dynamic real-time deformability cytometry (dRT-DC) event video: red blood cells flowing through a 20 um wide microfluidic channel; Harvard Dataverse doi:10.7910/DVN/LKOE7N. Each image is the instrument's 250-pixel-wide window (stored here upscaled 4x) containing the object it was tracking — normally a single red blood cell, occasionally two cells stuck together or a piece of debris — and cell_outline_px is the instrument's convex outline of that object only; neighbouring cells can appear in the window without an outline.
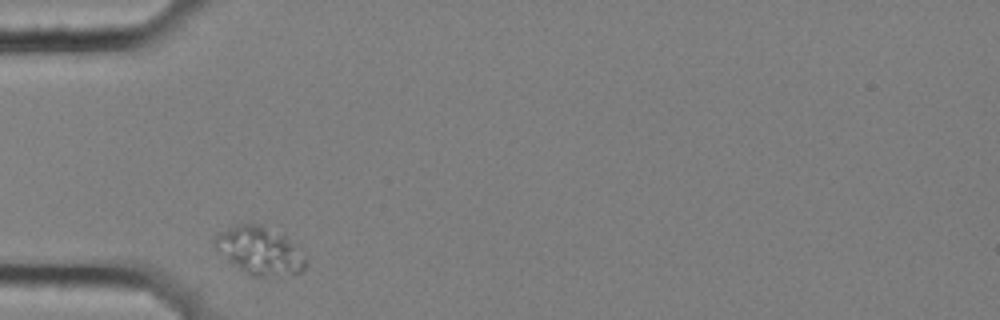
{"species": "common noctule bat (a hibernating species)", "species_latin": "Nyctalus noctula", "temperature_condition": "cold", "stored_images_in_passage": 4, "camera_frame_rate_fps": 3000, "um_per_image_px": 0.085, "animal": {"sex": "female", "body_mass_g": 25.1}, "frame": {"image": 1, "passage_image": 1, "time_ms": 0.0, "image_size_px": [1000, 320], "cell_outline_px": [[308, 264], [300, 272], [264, 276], [252, 276], [240, 268], [216, 248], [212, 240], [216, 232], [236, 224], [260, 224], [288, 240], [308, 260]], "centroid_in_image_um": [22.03, 21.28], "position_along_channel_um": 63.0, "area_um2": 24.39}}
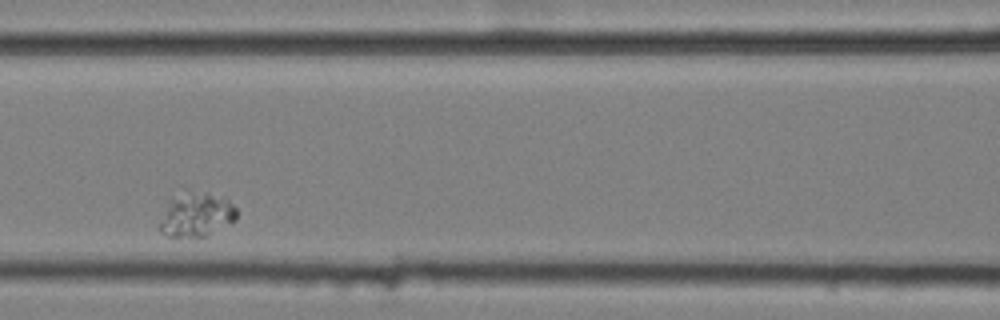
{"frame": {"image": 2, "passage_image": 3, "time_ms": 0.667, "image_size_px": [1000, 320], "cell_outline_px": [[236, 220], [204, 236], [168, 236], [160, 232], [160, 224], [172, 200], [204, 192], [224, 196], [236, 208]], "centroid_in_image_um": [16.79, 18.3], "position_along_channel_um": 149.8, "area_um2": 18.38}}
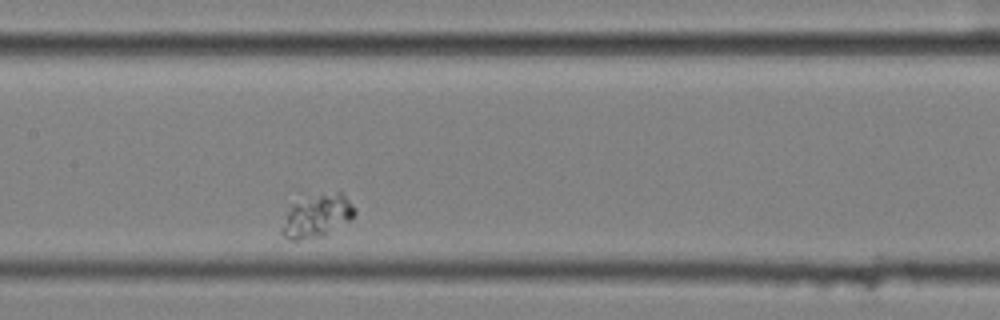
{"frame": {"image": 3, "passage_image": 4, "time_ms": 1.0, "image_size_px": [1000, 320], "cell_outline_px": [[356, 212], [348, 220], [324, 236], [300, 240], [288, 240], [280, 232], [280, 228], [292, 204], [320, 196], [336, 192], [340, 192], [356, 208]], "centroid_in_image_um": [26.92, 18.42], "position_along_channel_um": 180.5, "area_um2": 17.46}}